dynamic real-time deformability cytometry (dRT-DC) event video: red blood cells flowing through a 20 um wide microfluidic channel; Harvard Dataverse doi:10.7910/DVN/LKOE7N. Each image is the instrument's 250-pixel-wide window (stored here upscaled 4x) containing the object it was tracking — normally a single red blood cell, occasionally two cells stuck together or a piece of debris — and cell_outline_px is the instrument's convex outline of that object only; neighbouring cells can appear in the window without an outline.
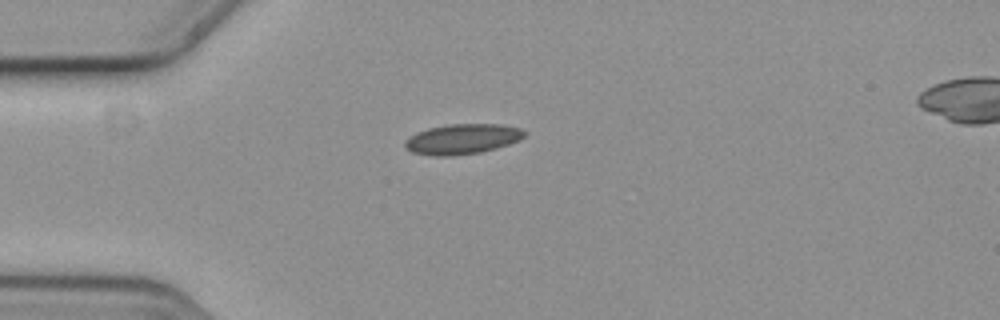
{"species": "common noctule bat (a hibernating species)", "species_latin": "Nyctalus noctula", "temperature_condition": "cold", "stored_images_in_passage": 2, "camera_frame_rate_fps": 3000, "um_per_image_px": 0.085, "animal": {"sex": "female", "body_mass_g": 19.3, "forearm_length_mm": 54.1}, "frame": {"image": 1, "passage_image": 2, "time_ms": 0.333, "image_size_px": [1000, 320], "cell_outline_px": [[528, 132], [520, 140], [496, 148], [480, 152], [452, 156], [436, 156], [412, 152], [404, 148], [404, 140], [416, 132], [428, 128], [448, 124], [500, 124], [520, 128]], "centroid_in_image_um": [39.28, 11.81], "position_along_channel_um": 45.7, "area_um2": 21.15}}